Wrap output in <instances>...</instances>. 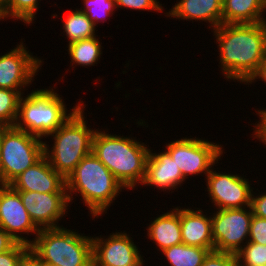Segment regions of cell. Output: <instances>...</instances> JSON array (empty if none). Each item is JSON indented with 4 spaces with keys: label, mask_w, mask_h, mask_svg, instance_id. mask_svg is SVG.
Here are the masks:
<instances>
[{
    "label": "cell",
    "mask_w": 266,
    "mask_h": 266,
    "mask_svg": "<svg viewBox=\"0 0 266 266\" xmlns=\"http://www.w3.org/2000/svg\"><path fill=\"white\" fill-rule=\"evenodd\" d=\"M211 32L218 44L219 75L244 85L266 57V22L221 24Z\"/></svg>",
    "instance_id": "obj_1"
},
{
    "label": "cell",
    "mask_w": 266,
    "mask_h": 266,
    "mask_svg": "<svg viewBox=\"0 0 266 266\" xmlns=\"http://www.w3.org/2000/svg\"><path fill=\"white\" fill-rule=\"evenodd\" d=\"M109 132L107 127L97 128L93 137L92 153L126 190H138L146 175L149 144L131 135L121 136L119 133L117 135Z\"/></svg>",
    "instance_id": "obj_2"
},
{
    "label": "cell",
    "mask_w": 266,
    "mask_h": 266,
    "mask_svg": "<svg viewBox=\"0 0 266 266\" xmlns=\"http://www.w3.org/2000/svg\"><path fill=\"white\" fill-rule=\"evenodd\" d=\"M66 189L70 205L75 203L73 200L76 197H80L92 220L105 217L103 215L108 213V209L115 205L116 199L125 190L93 153L85 156L68 175Z\"/></svg>",
    "instance_id": "obj_3"
},
{
    "label": "cell",
    "mask_w": 266,
    "mask_h": 266,
    "mask_svg": "<svg viewBox=\"0 0 266 266\" xmlns=\"http://www.w3.org/2000/svg\"><path fill=\"white\" fill-rule=\"evenodd\" d=\"M86 106L88 104L83 103L55 132L44 139V156L65 179L85 156L92 153L97 127L93 129L88 124Z\"/></svg>",
    "instance_id": "obj_4"
},
{
    "label": "cell",
    "mask_w": 266,
    "mask_h": 266,
    "mask_svg": "<svg viewBox=\"0 0 266 266\" xmlns=\"http://www.w3.org/2000/svg\"><path fill=\"white\" fill-rule=\"evenodd\" d=\"M50 85L32 89L23 94L19 101L15 127L28 134L45 139L55 132L84 102L79 100L73 107L69 106L58 87ZM57 91V92H56ZM69 109V110H68Z\"/></svg>",
    "instance_id": "obj_5"
},
{
    "label": "cell",
    "mask_w": 266,
    "mask_h": 266,
    "mask_svg": "<svg viewBox=\"0 0 266 266\" xmlns=\"http://www.w3.org/2000/svg\"><path fill=\"white\" fill-rule=\"evenodd\" d=\"M30 249L49 266H93L92 237L76 229H40Z\"/></svg>",
    "instance_id": "obj_6"
},
{
    "label": "cell",
    "mask_w": 266,
    "mask_h": 266,
    "mask_svg": "<svg viewBox=\"0 0 266 266\" xmlns=\"http://www.w3.org/2000/svg\"><path fill=\"white\" fill-rule=\"evenodd\" d=\"M43 156V139L15 126H5L0 141V185H9Z\"/></svg>",
    "instance_id": "obj_7"
},
{
    "label": "cell",
    "mask_w": 266,
    "mask_h": 266,
    "mask_svg": "<svg viewBox=\"0 0 266 266\" xmlns=\"http://www.w3.org/2000/svg\"><path fill=\"white\" fill-rule=\"evenodd\" d=\"M163 146L180 168L186 181L193 175V179L198 175L206 178L212 167L218 166L227 151L223 144L197 136L181 137L168 141Z\"/></svg>",
    "instance_id": "obj_8"
},
{
    "label": "cell",
    "mask_w": 266,
    "mask_h": 266,
    "mask_svg": "<svg viewBox=\"0 0 266 266\" xmlns=\"http://www.w3.org/2000/svg\"><path fill=\"white\" fill-rule=\"evenodd\" d=\"M219 167H212L205 180L206 188L204 187L206 200L211 202L208 204L212 209H236L250 207L252 192L255 186L252 181H249L244 173L241 175L234 171L227 172L217 170ZM246 177V178H245Z\"/></svg>",
    "instance_id": "obj_9"
},
{
    "label": "cell",
    "mask_w": 266,
    "mask_h": 266,
    "mask_svg": "<svg viewBox=\"0 0 266 266\" xmlns=\"http://www.w3.org/2000/svg\"><path fill=\"white\" fill-rule=\"evenodd\" d=\"M207 209L211 211L214 250L236 254L248 242L251 207Z\"/></svg>",
    "instance_id": "obj_10"
},
{
    "label": "cell",
    "mask_w": 266,
    "mask_h": 266,
    "mask_svg": "<svg viewBox=\"0 0 266 266\" xmlns=\"http://www.w3.org/2000/svg\"><path fill=\"white\" fill-rule=\"evenodd\" d=\"M116 231L108 236L91 234L93 266H149L130 231Z\"/></svg>",
    "instance_id": "obj_11"
},
{
    "label": "cell",
    "mask_w": 266,
    "mask_h": 266,
    "mask_svg": "<svg viewBox=\"0 0 266 266\" xmlns=\"http://www.w3.org/2000/svg\"><path fill=\"white\" fill-rule=\"evenodd\" d=\"M20 40L10 51L0 53V88L28 90L43 69L44 59L33 55L24 38Z\"/></svg>",
    "instance_id": "obj_12"
},
{
    "label": "cell",
    "mask_w": 266,
    "mask_h": 266,
    "mask_svg": "<svg viewBox=\"0 0 266 266\" xmlns=\"http://www.w3.org/2000/svg\"><path fill=\"white\" fill-rule=\"evenodd\" d=\"M0 227L16 242L29 246L40 231L23 206L19 193L10 185H0ZM31 236L34 238L30 239Z\"/></svg>",
    "instance_id": "obj_13"
},
{
    "label": "cell",
    "mask_w": 266,
    "mask_h": 266,
    "mask_svg": "<svg viewBox=\"0 0 266 266\" xmlns=\"http://www.w3.org/2000/svg\"><path fill=\"white\" fill-rule=\"evenodd\" d=\"M17 192L31 220L39 229L63 226L59 221L69 215L71 208L67 193Z\"/></svg>",
    "instance_id": "obj_14"
},
{
    "label": "cell",
    "mask_w": 266,
    "mask_h": 266,
    "mask_svg": "<svg viewBox=\"0 0 266 266\" xmlns=\"http://www.w3.org/2000/svg\"><path fill=\"white\" fill-rule=\"evenodd\" d=\"M186 180L183 178L180 168L175 164L169 153L162 149L156 152L150 148L146 162V175L140 188L158 189L156 192H165L166 195L178 192ZM176 189V190H175ZM174 190V191H173Z\"/></svg>",
    "instance_id": "obj_15"
},
{
    "label": "cell",
    "mask_w": 266,
    "mask_h": 266,
    "mask_svg": "<svg viewBox=\"0 0 266 266\" xmlns=\"http://www.w3.org/2000/svg\"><path fill=\"white\" fill-rule=\"evenodd\" d=\"M9 185L15 191L67 193L66 179L51 167L45 156L17 176Z\"/></svg>",
    "instance_id": "obj_16"
},
{
    "label": "cell",
    "mask_w": 266,
    "mask_h": 266,
    "mask_svg": "<svg viewBox=\"0 0 266 266\" xmlns=\"http://www.w3.org/2000/svg\"><path fill=\"white\" fill-rule=\"evenodd\" d=\"M180 205L182 243L214 250L210 209ZM186 206V207H185Z\"/></svg>",
    "instance_id": "obj_17"
},
{
    "label": "cell",
    "mask_w": 266,
    "mask_h": 266,
    "mask_svg": "<svg viewBox=\"0 0 266 266\" xmlns=\"http://www.w3.org/2000/svg\"><path fill=\"white\" fill-rule=\"evenodd\" d=\"M222 2L223 0H176L172 8L166 10L164 17L183 22H204L202 24L208 25V31L214 30L222 24Z\"/></svg>",
    "instance_id": "obj_18"
},
{
    "label": "cell",
    "mask_w": 266,
    "mask_h": 266,
    "mask_svg": "<svg viewBox=\"0 0 266 266\" xmlns=\"http://www.w3.org/2000/svg\"><path fill=\"white\" fill-rule=\"evenodd\" d=\"M173 207V208H172ZM170 210L157 215L145 227L146 234L144 237L149 239L159 253L173 245L182 243V232L180 225V206L172 205Z\"/></svg>",
    "instance_id": "obj_19"
},
{
    "label": "cell",
    "mask_w": 266,
    "mask_h": 266,
    "mask_svg": "<svg viewBox=\"0 0 266 266\" xmlns=\"http://www.w3.org/2000/svg\"><path fill=\"white\" fill-rule=\"evenodd\" d=\"M266 0H223L222 24L266 22Z\"/></svg>",
    "instance_id": "obj_20"
},
{
    "label": "cell",
    "mask_w": 266,
    "mask_h": 266,
    "mask_svg": "<svg viewBox=\"0 0 266 266\" xmlns=\"http://www.w3.org/2000/svg\"><path fill=\"white\" fill-rule=\"evenodd\" d=\"M97 35L95 37L89 39H83L79 41H75L66 45L65 51H67L70 58V66L66 69V71L71 70L75 67H85L92 68V66H97L100 63V59H102L103 49L101 38ZM66 48H68L66 50ZM96 64V65H95ZM71 68V69H70Z\"/></svg>",
    "instance_id": "obj_21"
},
{
    "label": "cell",
    "mask_w": 266,
    "mask_h": 266,
    "mask_svg": "<svg viewBox=\"0 0 266 266\" xmlns=\"http://www.w3.org/2000/svg\"><path fill=\"white\" fill-rule=\"evenodd\" d=\"M63 16L59 17L61 22H63L61 23L63 32L60 31V35L63 34L62 37L66 38L67 45L97 36L98 29L79 8L76 7L75 10L71 8Z\"/></svg>",
    "instance_id": "obj_22"
},
{
    "label": "cell",
    "mask_w": 266,
    "mask_h": 266,
    "mask_svg": "<svg viewBox=\"0 0 266 266\" xmlns=\"http://www.w3.org/2000/svg\"><path fill=\"white\" fill-rule=\"evenodd\" d=\"M210 251L207 248L181 243L161 251L158 256L164 257L163 262L169 266H201Z\"/></svg>",
    "instance_id": "obj_23"
},
{
    "label": "cell",
    "mask_w": 266,
    "mask_h": 266,
    "mask_svg": "<svg viewBox=\"0 0 266 266\" xmlns=\"http://www.w3.org/2000/svg\"><path fill=\"white\" fill-rule=\"evenodd\" d=\"M42 0H7L0 8V21L3 23L12 19V22H22L24 25L32 26L37 18ZM8 19V20H7Z\"/></svg>",
    "instance_id": "obj_24"
},
{
    "label": "cell",
    "mask_w": 266,
    "mask_h": 266,
    "mask_svg": "<svg viewBox=\"0 0 266 266\" xmlns=\"http://www.w3.org/2000/svg\"><path fill=\"white\" fill-rule=\"evenodd\" d=\"M26 90L0 88V125L14 126L17 120L20 98Z\"/></svg>",
    "instance_id": "obj_25"
},
{
    "label": "cell",
    "mask_w": 266,
    "mask_h": 266,
    "mask_svg": "<svg viewBox=\"0 0 266 266\" xmlns=\"http://www.w3.org/2000/svg\"><path fill=\"white\" fill-rule=\"evenodd\" d=\"M79 9L83 11L90 21L97 28L99 23L104 22L113 17L117 10L115 0H82ZM109 17V18H108ZM107 19V20H106Z\"/></svg>",
    "instance_id": "obj_26"
},
{
    "label": "cell",
    "mask_w": 266,
    "mask_h": 266,
    "mask_svg": "<svg viewBox=\"0 0 266 266\" xmlns=\"http://www.w3.org/2000/svg\"><path fill=\"white\" fill-rule=\"evenodd\" d=\"M236 257L238 266H266V245L248 241Z\"/></svg>",
    "instance_id": "obj_27"
},
{
    "label": "cell",
    "mask_w": 266,
    "mask_h": 266,
    "mask_svg": "<svg viewBox=\"0 0 266 266\" xmlns=\"http://www.w3.org/2000/svg\"><path fill=\"white\" fill-rule=\"evenodd\" d=\"M116 2V8H120L118 10L121 9H126L130 11H148V12H157V13H164L166 14V10L165 6L162 5V2H160L159 0H115Z\"/></svg>",
    "instance_id": "obj_28"
},
{
    "label": "cell",
    "mask_w": 266,
    "mask_h": 266,
    "mask_svg": "<svg viewBox=\"0 0 266 266\" xmlns=\"http://www.w3.org/2000/svg\"><path fill=\"white\" fill-rule=\"evenodd\" d=\"M29 248V245L17 242L10 250L0 254V266H20L22 257Z\"/></svg>",
    "instance_id": "obj_29"
},
{
    "label": "cell",
    "mask_w": 266,
    "mask_h": 266,
    "mask_svg": "<svg viewBox=\"0 0 266 266\" xmlns=\"http://www.w3.org/2000/svg\"><path fill=\"white\" fill-rule=\"evenodd\" d=\"M201 266H238L236 254L210 251Z\"/></svg>",
    "instance_id": "obj_30"
},
{
    "label": "cell",
    "mask_w": 266,
    "mask_h": 266,
    "mask_svg": "<svg viewBox=\"0 0 266 266\" xmlns=\"http://www.w3.org/2000/svg\"><path fill=\"white\" fill-rule=\"evenodd\" d=\"M266 107H259L258 109L255 108V115L258 119V121H255L256 123L250 124V125H254L253 127V132L250 135L251 140H258L259 142V146L260 145H264L263 147L266 148ZM262 143V144H261Z\"/></svg>",
    "instance_id": "obj_31"
},
{
    "label": "cell",
    "mask_w": 266,
    "mask_h": 266,
    "mask_svg": "<svg viewBox=\"0 0 266 266\" xmlns=\"http://www.w3.org/2000/svg\"><path fill=\"white\" fill-rule=\"evenodd\" d=\"M248 241L266 245V219L253 215Z\"/></svg>",
    "instance_id": "obj_32"
},
{
    "label": "cell",
    "mask_w": 266,
    "mask_h": 266,
    "mask_svg": "<svg viewBox=\"0 0 266 266\" xmlns=\"http://www.w3.org/2000/svg\"><path fill=\"white\" fill-rule=\"evenodd\" d=\"M255 189L256 187L253 189L250 203L252 214L266 219V190L263 188V192L258 190V188L254 191Z\"/></svg>",
    "instance_id": "obj_33"
},
{
    "label": "cell",
    "mask_w": 266,
    "mask_h": 266,
    "mask_svg": "<svg viewBox=\"0 0 266 266\" xmlns=\"http://www.w3.org/2000/svg\"><path fill=\"white\" fill-rule=\"evenodd\" d=\"M20 266H49V265L45 263L36 253H34L29 248L23 255Z\"/></svg>",
    "instance_id": "obj_34"
},
{
    "label": "cell",
    "mask_w": 266,
    "mask_h": 266,
    "mask_svg": "<svg viewBox=\"0 0 266 266\" xmlns=\"http://www.w3.org/2000/svg\"><path fill=\"white\" fill-rule=\"evenodd\" d=\"M257 81H263L266 86V57L265 59L260 63L257 71L250 77V79L244 84L248 85L247 87H251L256 84Z\"/></svg>",
    "instance_id": "obj_35"
},
{
    "label": "cell",
    "mask_w": 266,
    "mask_h": 266,
    "mask_svg": "<svg viewBox=\"0 0 266 266\" xmlns=\"http://www.w3.org/2000/svg\"><path fill=\"white\" fill-rule=\"evenodd\" d=\"M17 242L0 227V254L10 250Z\"/></svg>",
    "instance_id": "obj_36"
},
{
    "label": "cell",
    "mask_w": 266,
    "mask_h": 266,
    "mask_svg": "<svg viewBox=\"0 0 266 266\" xmlns=\"http://www.w3.org/2000/svg\"><path fill=\"white\" fill-rule=\"evenodd\" d=\"M7 2V0H0V8Z\"/></svg>",
    "instance_id": "obj_37"
},
{
    "label": "cell",
    "mask_w": 266,
    "mask_h": 266,
    "mask_svg": "<svg viewBox=\"0 0 266 266\" xmlns=\"http://www.w3.org/2000/svg\"><path fill=\"white\" fill-rule=\"evenodd\" d=\"M4 127H5V126L0 125V141H1L2 130H3Z\"/></svg>",
    "instance_id": "obj_38"
}]
</instances>
